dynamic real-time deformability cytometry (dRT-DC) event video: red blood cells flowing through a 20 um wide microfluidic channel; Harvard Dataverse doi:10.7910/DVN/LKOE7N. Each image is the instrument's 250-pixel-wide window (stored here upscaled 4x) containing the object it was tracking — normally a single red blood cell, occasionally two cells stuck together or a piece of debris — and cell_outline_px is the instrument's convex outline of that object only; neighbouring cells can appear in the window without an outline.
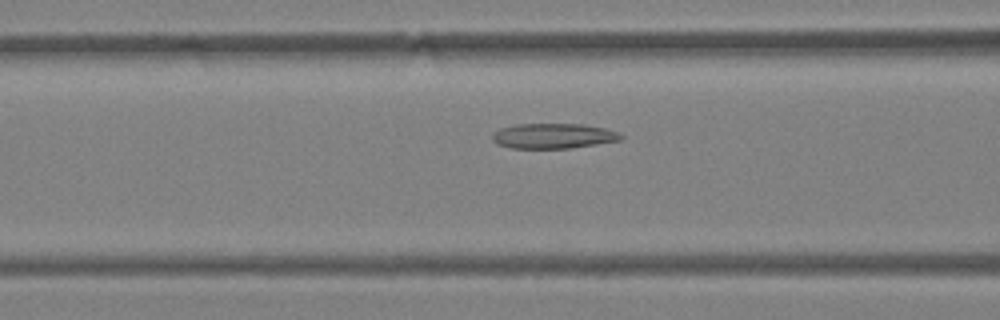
{"species": "Egyptian fruit bat (a non-hibernating species)", "species_latin": "Rousettus aegyptiacus", "temperature_condition": "warm", "stored_images_in_passage": 43, "camera_frame_rate_fps": 3000, "um_per_image_px": 0.085, "animal": {"sex": "female"}, "frame": {"image": 1, "passage_image": 16, "time_ms": 5.0, "image_size_px": [1000, 320], "cell_outline_px": [[624, 136], [620, 140], [572, 148], [512, 148], [496, 144], [492, 140], [492, 136], [500, 128], [516, 124], [584, 124], [604, 128], [620, 132]], "centroid_in_image_um": [47.05, 11.55], "position_along_channel_um": 119.6, "area_um2": 18.84}}
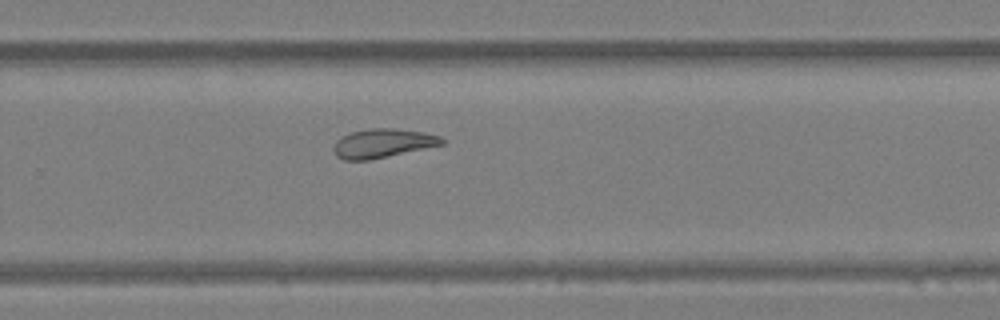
{"frame": {"image": 2, "passage_image": 28, "time_ms": 9.0, "image_size_px": [1000, 320], "cell_outline_px": [[444, 144], [368, 160], [344, 160], [336, 156], [332, 148], [336, 140], [352, 132], [368, 128], [396, 128], [424, 132], [440, 136], [444, 140]], "centroid_in_image_um": [32.51, 12.17], "position_along_channel_um": 297.3, "area_um2": 18.15}}
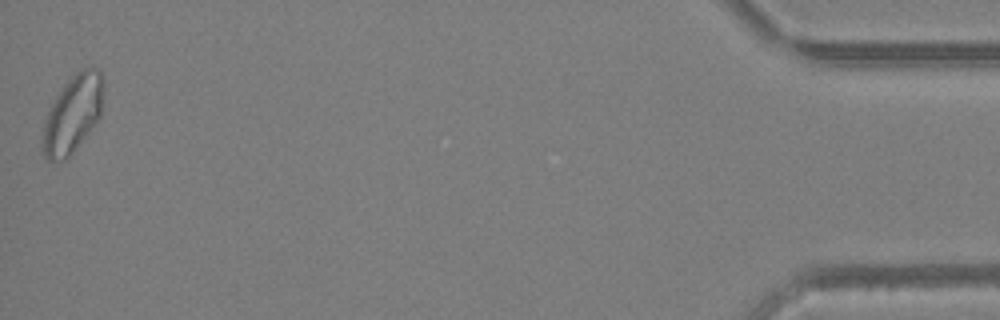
{"frame": {"image": 3, "passage_image": 43, "time_ms": 14.0, "image_size_px": [1000, 320], "cell_outline_px": [[104, 88], [100, 116], [96, 124], [68, 156], [64, 160], [48, 160], [40, 152], [40, 144], [44, 120], [56, 96], [64, 84], [80, 68], [96, 68], [104, 76]], "centroid_in_image_um": [6.17, 9.68], "position_along_channel_um": 429.0, "area_um2": 27.63}, "authors_computed_cell_mechanics": {"area_um2": 20.519, "velocity_mm_per_s": 4.4541, "shape_relaxation_time_tau1_ms": null, "shape_relaxation_time_tau2_ms": 4.608, "deformation_change_tau1": null, "deformation_change_tau2": 0.1091}}